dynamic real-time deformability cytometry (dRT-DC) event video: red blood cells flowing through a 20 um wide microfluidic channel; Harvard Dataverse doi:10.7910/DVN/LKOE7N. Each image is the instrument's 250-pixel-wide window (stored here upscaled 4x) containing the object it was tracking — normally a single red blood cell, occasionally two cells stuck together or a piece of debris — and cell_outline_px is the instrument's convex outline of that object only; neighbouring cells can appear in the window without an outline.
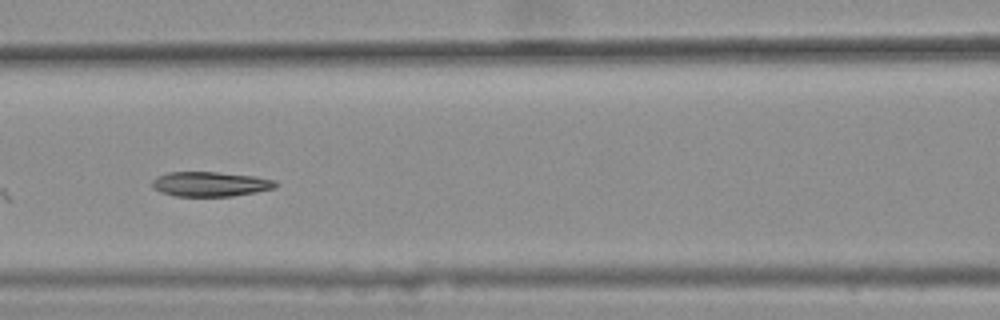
{"species": "common noctule bat (a hibernating species)", "species_latin": "Nyctalus noctula", "temperature_condition": "warm", "stored_images_in_passage": 11, "camera_frame_rate_fps": 3000, "um_per_image_px": 0.085, "animal": {"sex": "female", "body_mass_g": 25.1}, "frame": {"image": 1, "passage_image": 5, "time_ms": 1.333, "image_size_px": [1000, 320], "cell_outline_px": [[280, 184], [276, 188], [256, 192], [232, 196], [176, 196], [160, 192], [152, 188], [152, 180], [156, 176], [168, 172], [216, 172], [256, 176], [276, 180]], "centroid_in_image_um": [17.9, 15.64], "position_along_channel_um": 148.7, "area_um2": 18.03}}
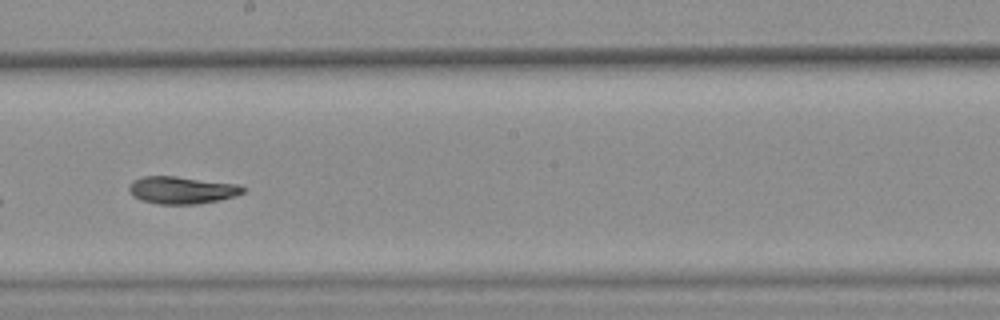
{"frame": {"image": 2, "passage_image": 7, "time_ms": 2.0, "image_size_px": [1000, 320], "cell_outline_px": [[248, 188], [244, 192], [236, 196], [220, 200], [196, 204], [156, 204], [140, 200], [132, 196], [128, 192], [128, 184], [132, 180], [144, 176], [176, 176], [240, 184]], "centroid_in_image_um": [15.45, 16.15], "position_along_channel_um": 232.7, "area_um2": 18.61}}
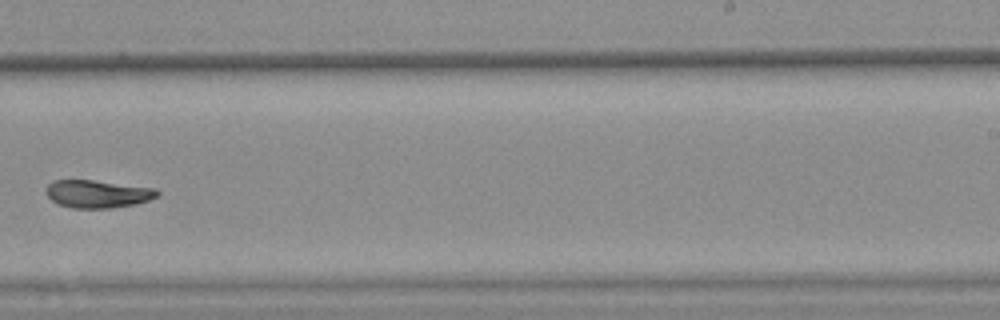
{"frame": {"image": 3, "passage_image": 8, "time_ms": 2.333, "image_size_px": [1000, 320], "cell_outline_px": [[160, 196], [136, 204], [112, 208], [72, 208], [60, 204], [52, 200], [48, 196], [48, 184], [52, 180], [92, 180], [156, 188], [160, 192]], "centroid_in_image_um": [8.36, 16.48], "position_along_channel_um": 280.6, "area_um2": 17.92}}